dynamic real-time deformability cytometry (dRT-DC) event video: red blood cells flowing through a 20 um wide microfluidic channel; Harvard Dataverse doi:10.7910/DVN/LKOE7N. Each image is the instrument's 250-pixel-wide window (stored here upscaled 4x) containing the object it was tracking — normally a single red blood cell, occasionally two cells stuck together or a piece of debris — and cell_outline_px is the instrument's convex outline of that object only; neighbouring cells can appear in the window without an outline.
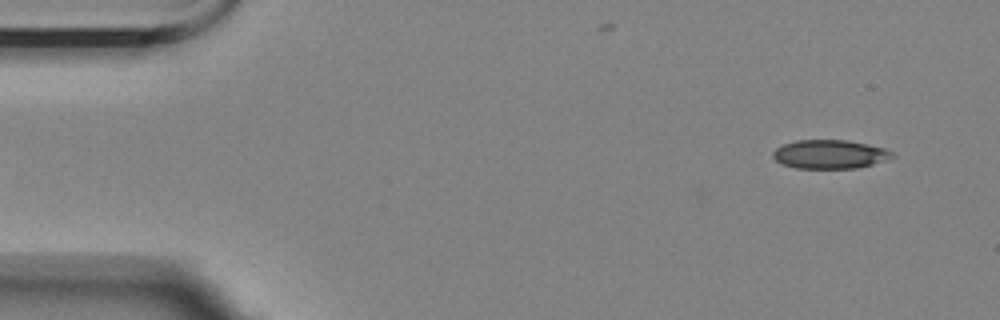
{"species": "Egyptian fruit bat (a non-hibernating species)", "species_latin": "Rousettus aegyptiacus", "temperature_condition": "room temperature", "stored_images_in_passage": 3, "segment_of_instrument_passage": [2, 2], "camera_frame_rate_fps": 3000, "um_per_image_px": 0.085, "animal": {"sex": "female"}, "frame": {"image": 1, "passage_image": 3, "time_ms": 2.333, "image_size_px": [1000, 320], "cell_outline_px": [[896, 156], [888, 160], [856, 168], [796, 168], [784, 164], [776, 160], [772, 156], [772, 152], [776, 148], [784, 144], [796, 140], [848, 140], [868, 144], [884, 148], [892, 152]], "centroid_in_image_um": [70.56, 13.11], "position_along_channel_um": 14.4, "area_um2": 20.0}}